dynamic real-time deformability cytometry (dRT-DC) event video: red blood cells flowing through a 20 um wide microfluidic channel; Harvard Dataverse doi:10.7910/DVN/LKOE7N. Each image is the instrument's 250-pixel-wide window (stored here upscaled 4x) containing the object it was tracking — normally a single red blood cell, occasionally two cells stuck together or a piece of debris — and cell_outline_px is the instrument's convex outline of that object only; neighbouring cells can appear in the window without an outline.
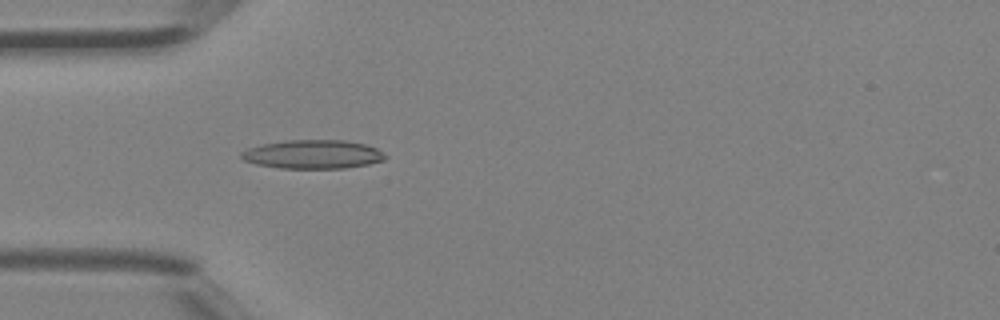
{"species": "Egyptian fruit bat (a non-hibernating species)", "species_latin": "Rousettus aegyptiacus", "temperature_condition": "room temperature", "stored_images_in_passage": 4, "camera_frame_rate_fps": 3000, "um_per_image_px": 0.085, "animal": {"sex": "female"}, "frame": {"image": 1, "passage_image": 4, "time_ms": 1.0, "image_size_px": [1000, 320], "cell_outline_px": [[388, 156], [384, 160], [368, 164], [344, 168], [280, 168], [256, 164], [244, 160], [240, 156], [240, 152], [248, 148], [260, 144], [284, 140], [344, 140], [364, 144], [376, 148]], "centroid_in_image_um": [26.57, 13.11], "position_along_channel_um": 58.4, "area_um2": 24.16}}